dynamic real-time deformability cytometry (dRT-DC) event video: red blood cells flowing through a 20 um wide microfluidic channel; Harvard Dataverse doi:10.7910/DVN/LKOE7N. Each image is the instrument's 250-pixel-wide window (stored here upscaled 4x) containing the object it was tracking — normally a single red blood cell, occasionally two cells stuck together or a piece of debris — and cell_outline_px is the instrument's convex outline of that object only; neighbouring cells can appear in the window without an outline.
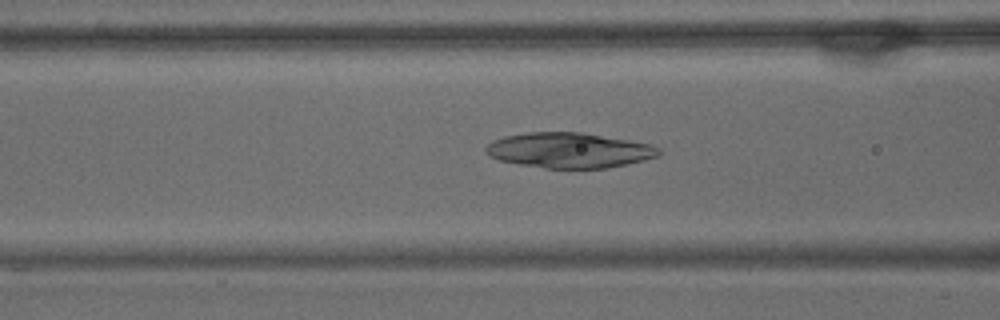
{"species": "common noctule bat (a hibernating species)", "species_latin": "Nyctalus noctula", "temperature_condition": "warm", "stored_images_in_passage": 56, "camera_frame_rate_fps": 3000, "um_per_image_px": 0.085, "animal": {"sex": "male", "body_mass_g": 15.6}, "frame": {"image": 1, "passage_image": 21, "time_ms": 6.667, "image_size_px": [1000, 320], "cell_outline_px": [[660, 156], [644, 160], [608, 168], [544, 168], [520, 164], [500, 160], [484, 152], [484, 148], [492, 140], [504, 136], [528, 132], [580, 132], [652, 144], [660, 148]], "centroid_in_image_um": [48.39, 12.77], "position_along_channel_um": 118.2, "area_um2": 35.49}}
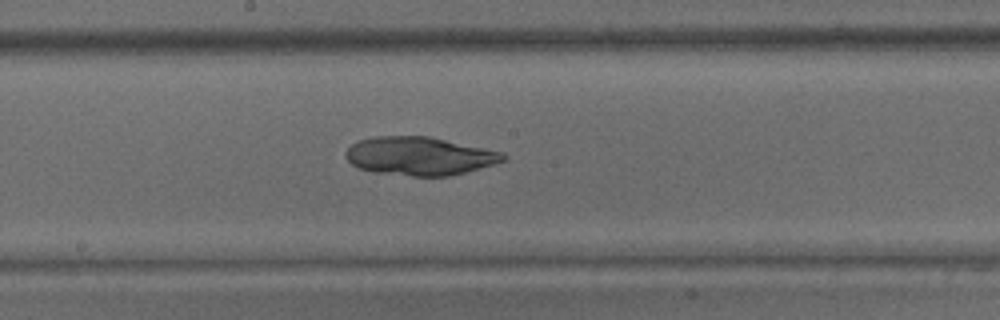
{"frame": {"image": 2, "passage_image": 29, "time_ms": 9.333, "image_size_px": [1000, 320], "cell_outline_px": [[508, 156], [504, 160], [492, 164], [464, 172], [448, 176], [412, 176], [376, 172], [360, 168], [352, 164], [344, 156], [344, 152], [352, 144], [360, 140], [372, 136], [432, 136], [504, 152]], "centroid_in_image_um": [35.66, 13.24], "position_along_channel_um": 212.5, "area_um2": 35.2}}
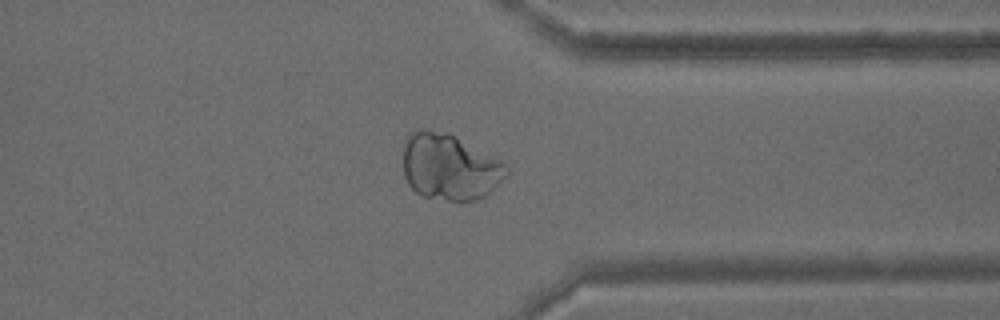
{"frame": {"image": 3, "passage_image": 43, "time_ms": 14.0, "image_size_px": [1000, 320], "cell_outline_px": [[508, 172], [484, 196], [476, 200], [448, 200], [420, 196], [408, 184], [404, 176], [404, 140], [408, 132], [448, 132], [508, 164]], "centroid_in_image_um": [38.2, 14.2], "position_along_channel_um": 373.2, "area_um2": 39.3}}